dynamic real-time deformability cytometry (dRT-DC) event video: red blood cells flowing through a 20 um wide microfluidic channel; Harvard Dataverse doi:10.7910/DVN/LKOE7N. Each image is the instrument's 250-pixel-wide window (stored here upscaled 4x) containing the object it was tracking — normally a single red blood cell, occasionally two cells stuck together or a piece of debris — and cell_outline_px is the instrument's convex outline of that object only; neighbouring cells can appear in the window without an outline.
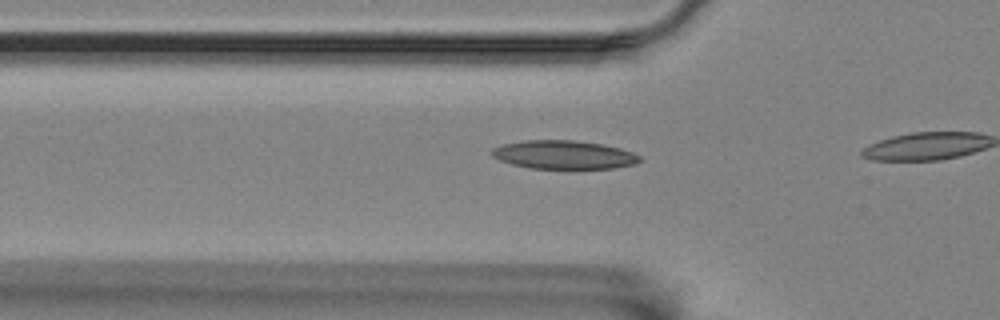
{"species": "Egyptian fruit bat (a non-hibernating species)", "species_latin": "Rousettus aegyptiacus", "temperature_condition": "room temperature", "stored_images_in_passage": 9, "camera_frame_rate_fps": 3000, "um_per_image_px": 0.085, "animal": {"sex": "female"}, "frame": {"image": 1, "passage_image": 7, "time_ms": 2.0, "image_size_px": [1000, 320], "cell_outline_px": [[640, 160], [636, 164], [612, 168], [528, 168], [512, 164], [500, 160], [492, 156], [488, 152], [492, 148], [504, 144], [524, 140], [572, 140], [600, 144], [620, 148], [632, 152], [640, 156]], "centroid_in_image_um": [47.88, 13.15], "position_along_channel_um": 77.9, "area_um2": 24.45}}